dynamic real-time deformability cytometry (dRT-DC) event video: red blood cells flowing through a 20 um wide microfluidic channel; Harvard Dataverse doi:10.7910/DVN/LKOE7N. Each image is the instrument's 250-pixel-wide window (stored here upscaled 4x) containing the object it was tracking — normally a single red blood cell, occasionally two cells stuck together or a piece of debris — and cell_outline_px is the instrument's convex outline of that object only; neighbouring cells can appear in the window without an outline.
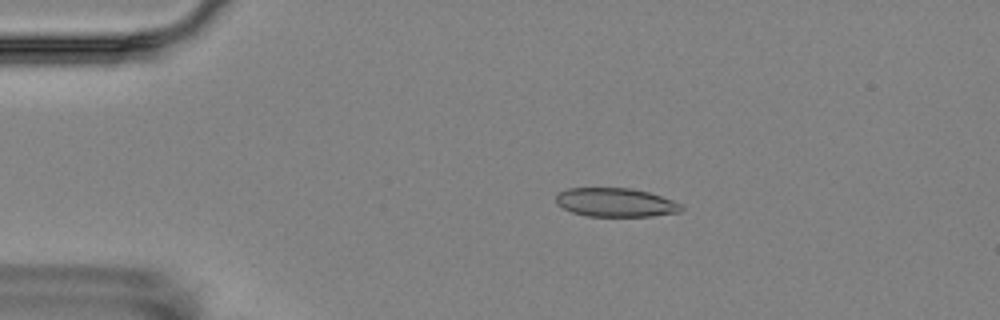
{"species": "Egyptian fruit bat (a non-hibernating species)", "species_latin": "Rousettus aegyptiacus", "temperature_condition": "room temperature", "stored_images_in_passage": 9, "camera_frame_rate_fps": 3000, "um_per_image_px": 0.085, "animal": {"sex": "female"}, "frame": {"image": 1, "passage_image": 4, "time_ms": 3.333, "image_size_px": [1000, 320], "cell_outline_px": [[684, 208], [680, 212], [652, 216], [588, 216], [572, 212], [556, 204], [556, 192], [568, 188], [632, 188], [648, 192], [684, 204]], "centroid_in_image_um": [52.33, 17.2], "position_along_channel_um": 32.7, "area_um2": 21.15}}
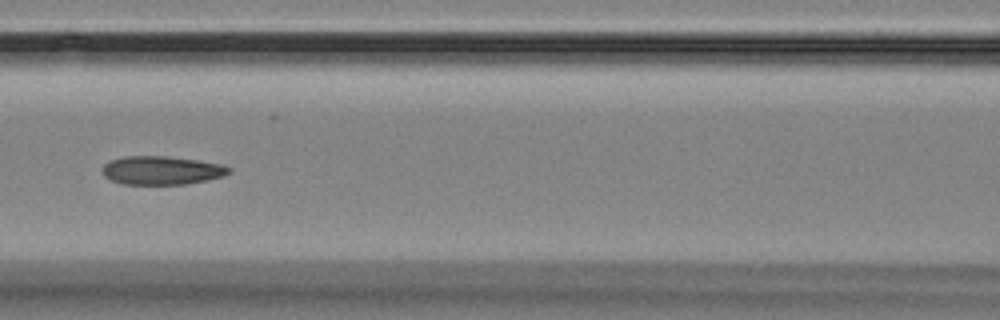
{"frame": {"image": 2, "passage_image": 8, "time_ms": 8.0, "image_size_px": [1000, 320], "cell_outline_px": [[232, 172], [224, 176], [184, 184], [120, 184], [108, 180], [104, 176], [104, 164], [112, 160], [124, 156], [164, 156], [196, 160], [224, 164], [232, 168]], "centroid_in_image_um": [13.76, 14.48], "position_along_channel_um": 152.8, "area_um2": 21.04}}
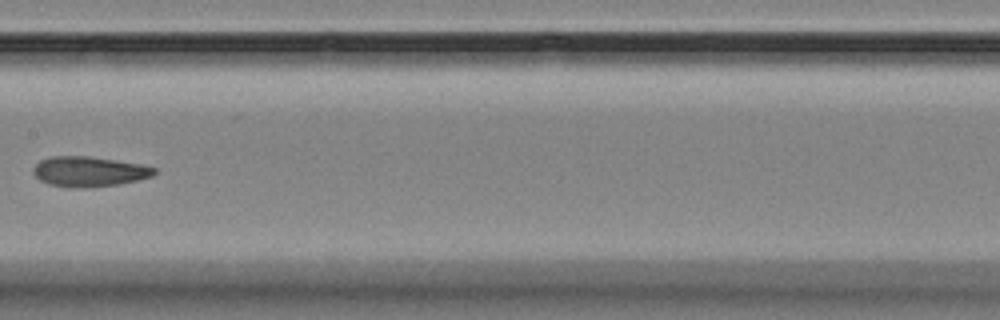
{"frame": {"image": 3, "passage_image": 9, "time_ms": 9.333, "image_size_px": [1000, 320], "cell_outline_px": [[156, 172], [152, 176], [120, 184], [88, 188], [68, 188], [48, 184], [40, 180], [32, 172], [32, 168], [40, 160], [52, 156], [88, 156], [140, 164], [156, 168]], "centroid_in_image_um": [7.53, 14.59], "position_along_channel_um": 199.9, "area_um2": 21.33}}